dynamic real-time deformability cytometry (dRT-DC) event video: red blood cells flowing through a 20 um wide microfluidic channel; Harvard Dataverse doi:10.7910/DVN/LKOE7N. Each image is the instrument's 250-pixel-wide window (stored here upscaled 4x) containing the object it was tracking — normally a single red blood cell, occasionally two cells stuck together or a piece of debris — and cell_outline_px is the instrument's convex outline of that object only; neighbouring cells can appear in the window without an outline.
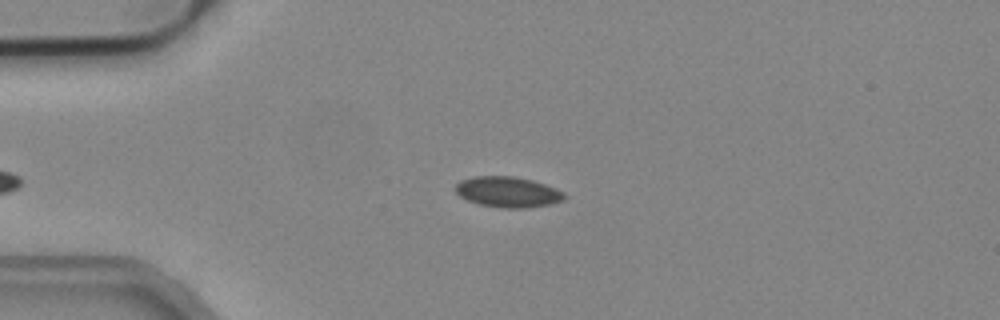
{"species": "common noctule bat (a hibernating species)", "species_latin": "Nyctalus noctula", "temperature_condition": "cold", "stored_images_in_passage": 38, "camera_frame_rate_fps": 3000, "um_per_image_px": 0.085, "animal": {"sex": "male", "body_mass_g": 19.2, "forearm_length_mm": 51.8}, "frame": {"image": 1, "passage_image": 3, "time_ms": 0.667, "image_size_px": [1000, 320], "cell_outline_px": [[568, 196], [564, 200], [548, 204], [528, 208], [504, 208], [480, 204], [468, 200], [460, 196], [456, 192], [456, 184], [460, 180], [476, 176], [512, 176], [532, 180], [556, 188], [564, 192]], "centroid_in_image_um": [43.19, 16.31], "position_along_channel_um": 41.8, "area_um2": 19.36}}
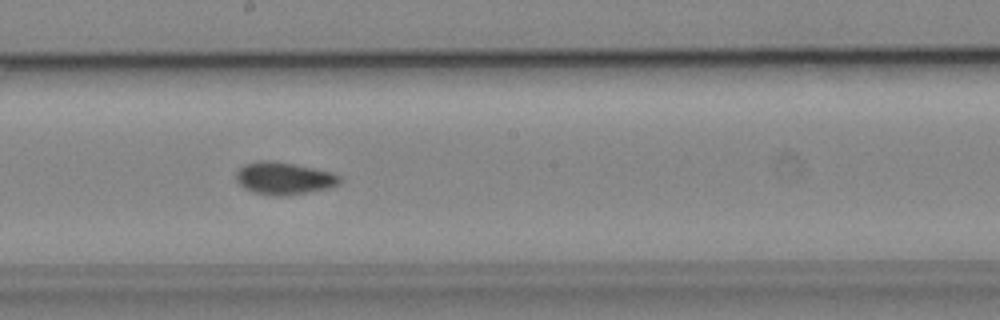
{"frame": {"image": 2, "passage_image": 19, "time_ms": 6.0, "image_size_px": [1000, 320], "cell_outline_px": [[344, 180], [340, 184], [328, 188], [308, 192], [284, 196], [272, 196], [252, 192], [244, 188], [236, 180], [236, 172], [244, 164], [260, 160], [272, 160], [332, 172], [340, 176]], "centroid_in_image_um": [24.14, 15.16], "position_along_channel_um": 224.1, "area_um2": 19.65}}
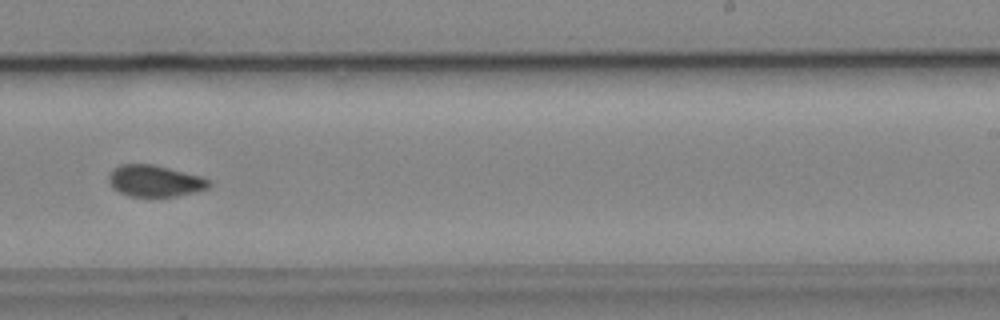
{"frame": {"image": 3, "passage_image": 23, "time_ms": 7.333, "image_size_px": [1000, 320], "cell_outline_px": [[212, 184], [208, 188], [176, 196], [132, 196], [120, 192], [108, 180], [108, 176], [112, 168], [120, 164], [156, 164], [200, 176], [212, 180]], "centroid_in_image_um": [13.18, 15.35], "position_along_channel_um": 275.8, "area_um2": 18.32}, "authors_computed_cell_mechanics": {"area_um2": 18.6116, "velocity_mm_per_s": 3.8984, "shape_relaxation_time_tau1_ms": null, "shape_relaxation_time_tau2_ms": 2.0448, "deformation_change_tau1": null, "deformation_change_tau2": 0.048}}